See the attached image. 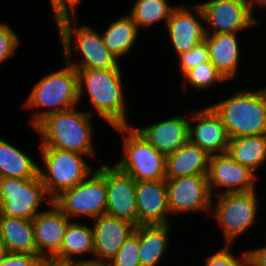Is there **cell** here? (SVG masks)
Returning <instances> with one entry per match:
<instances>
[{
	"mask_svg": "<svg viewBox=\"0 0 266 266\" xmlns=\"http://www.w3.org/2000/svg\"><path fill=\"white\" fill-rule=\"evenodd\" d=\"M78 76V97L82 105L84 96L87 110L92 116L106 121L108 127L130 126L129 101L125 89L124 69H76ZM124 75V76H123ZM126 93V94H125ZM129 117V118H128ZM130 119V120H129Z\"/></svg>",
	"mask_w": 266,
	"mask_h": 266,
	"instance_id": "cell-1",
	"label": "cell"
},
{
	"mask_svg": "<svg viewBox=\"0 0 266 266\" xmlns=\"http://www.w3.org/2000/svg\"><path fill=\"white\" fill-rule=\"evenodd\" d=\"M78 18L65 16L54 22L61 43L62 59L75 69H123V62L104 45L98 28L88 22L79 25Z\"/></svg>",
	"mask_w": 266,
	"mask_h": 266,
	"instance_id": "cell-2",
	"label": "cell"
},
{
	"mask_svg": "<svg viewBox=\"0 0 266 266\" xmlns=\"http://www.w3.org/2000/svg\"><path fill=\"white\" fill-rule=\"evenodd\" d=\"M78 107L51 114L42 120L33 129L38 135L37 142L39 147L76 152L87 155L91 161L97 160L99 151L94 142L93 116Z\"/></svg>",
	"mask_w": 266,
	"mask_h": 266,
	"instance_id": "cell-3",
	"label": "cell"
},
{
	"mask_svg": "<svg viewBox=\"0 0 266 266\" xmlns=\"http://www.w3.org/2000/svg\"><path fill=\"white\" fill-rule=\"evenodd\" d=\"M62 61L60 68L42 75L32 85L22 105L25 110L32 111L28 121L32 129L47 116L80 105L77 70Z\"/></svg>",
	"mask_w": 266,
	"mask_h": 266,
	"instance_id": "cell-4",
	"label": "cell"
},
{
	"mask_svg": "<svg viewBox=\"0 0 266 266\" xmlns=\"http://www.w3.org/2000/svg\"><path fill=\"white\" fill-rule=\"evenodd\" d=\"M235 89L209 106L221 118L231 138L266 134V87Z\"/></svg>",
	"mask_w": 266,
	"mask_h": 266,
	"instance_id": "cell-5",
	"label": "cell"
},
{
	"mask_svg": "<svg viewBox=\"0 0 266 266\" xmlns=\"http://www.w3.org/2000/svg\"><path fill=\"white\" fill-rule=\"evenodd\" d=\"M260 202L262 200H259L257 189L212 197L210 217L217 221L214 223L222 231L223 245H233L240 237L251 234L249 229H252L253 225L254 228L258 224L261 225V222H258L261 219L259 211H262Z\"/></svg>",
	"mask_w": 266,
	"mask_h": 266,
	"instance_id": "cell-6",
	"label": "cell"
},
{
	"mask_svg": "<svg viewBox=\"0 0 266 266\" xmlns=\"http://www.w3.org/2000/svg\"><path fill=\"white\" fill-rule=\"evenodd\" d=\"M39 149V176L52 200L85 180L96 169L89 163L92 161H88L87 155L52 147Z\"/></svg>",
	"mask_w": 266,
	"mask_h": 266,
	"instance_id": "cell-7",
	"label": "cell"
},
{
	"mask_svg": "<svg viewBox=\"0 0 266 266\" xmlns=\"http://www.w3.org/2000/svg\"><path fill=\"white\" fill-rule=\"evenodd\" d=\"M112 129L119 132L122 142V155L112 164L135 181L166 180L165 155L149 144L132 125Z\"/></svg>",
	"mask_w": 266,
	"mask_h": 266,
	"instance_id": "cell-8",
	"label": "cell"
},
{
	"mask_svg": "<svg viewBox=\"0 0 266 266\" xmlns=\"http://www.w3.org/2000/svg\"><path fill=\"white\" fill-rule=\"evenodd\" d=\"M96 168L85 180L52 201L71 221L91 222L106 212V163Z\"/></svg>",
	"mask_w": 266,
	"mask_h": 266,
	"instance_id": "cell-9",
	"label": "cell"
},
{
	"mask_svg": "<svg viewBox=\"0 0 266 266\" xmlns=\"http://www.w3.org/2000/svg\"><path fill=\"white\" fill-rule=\"evenodd\" d=\"M40 176L30 179L0 178V214L28 220L52 203ZM43 206V204H45Z\"/></svg>",
	"mask_w": 266,
	"mask_h": 266,
	"instance_id": "cell-10",
	"label": "cell"
},
{
	"mask_svg": "<svg viewBox=\"0 0 266 266\" xmlns=\"http://www.w3.org/2000/svg\"><path fill=\"white\" fill-rule=\"evenodd\" d=\"M204 15L205 33H242L261 21L243 0L197 1Z\"/></svg>",
	"mask_w": 266,
	"mask_h": 266,
	"instance_id": "cell-11",
	"label": "cell"
},
{
	"mask_svg": "<svg viewBox=\"0 0 266 266\" xmlns=\"http://www.w3.org/2000/svg\"><path fill=\"white\" fill-rule=\"evenodd\" d=\"M165 181L171 217L186 213H199L210 217L213 196L207 175H187Z\"/></svg>",
	"mask_w": 266,
	"mask_h": 266,
	"instance_id": "cell-12",
	"label": "cell"
},
{
	"mask_svg": "<svg viewBox=\"0 0 266 266\" xmlns=\"http://www.w3.org/2000/svg\"><path fill=\"white\" fill-rule=\"evenodd\" d=\"M207 180L211 195L217 196L256 190L260 177L228 153H223L210 156Z\"/></svg>",
	"mask_w": 266,
	"mask_h": 266,
	"instance_id": "cell-13",
	"label": "cell"
},
{
	"mask_svg": "<svg viewBox=\"0 0 266 266\" xmlns=\"http://www.w3.org/2000/svg\"><path fill=\"white\" fill-rule=\"evenodd\" d=\"M164 32H167V44L170 42L169 46L176 57L205 40L204 15L198 3H180L172 11Z\"/></svg>",
	"mask_w": 266,
	"mask_h": 266,
	"instance_id": "cell-14",
	"label": "cell"
},
{
	"mask_svg": "<svg viewBox=\"0 0 266 266\" xmlns=\"http://www.w3.org/2000/svg\"><path fill=\"white\" fill-rule=\"evenodd\" d=\"M195 108L188 111L189 141L210 155L227 153L230 137L221 118L209 105Z\"/></svg>",
	"mask_w": 266,
	"mask_h": 266,
	"instance_id": "cell-15",
	"label": "cell"
},
{
	"mask_svg": "<svg viewBox=\"0 0 266 266\" xmlns=\"http://www.w3.org/2000/svg\"><path fill=\"white\" fill-rule=\"evenodd\" d=\"M106 212L138 226L136 207V181L120 171L114 164L106 163Z\"/></svg>",
	"mask_w": 266,
	"mask_h": 266,
	"instance_id": "cell-16",
	"label": "cell"
},
{
	"mask_svg": "<svg viewBox=\"0 0 266 266\" xmlns=\"http://www.w3.org/2000/svg\"><path fill=\"white\" fill-rule=\"evenodd\" d=\"M159 119L156 123L132 126L161 154L168 156L189 141V113ZM137 125V126H136Z\"/></svg>",
	"mask_w": 266,
	"mask_h": 266,
	"instance_id": "cell-17",
	"label": "cell"
},
{
	"mask_svg": "<svg viewBox=\"0 0 266 266\" xmlns=\"http://www.w3.org/2000/svg\"><path fill=\"white\" fill-rule=\"evenodd\" d=\"M138 225L173 223L168 206L166 181H136Z\"/></svg>",
	"mask_w": 266,
	"mask_h": 266,
	"instance_id": "cell-18",
	"label": "cell"
},
{
	"mask_svg": "<svg viewBox=\"0 0 266 266\" xmlns=\"http://www.w3.org/2000/svg\"><path fill=\"white\" fill-rule=\"evenodd\" d=\"M94 238V260L108 263L134 232L131 222L103 214L91 221Z\"/></svg>",
	"mask_w": 266,
	"mask_h": 266,
	"instance_id": "cell-19",
	"label": "cell"
},
{
	"mask_svg": "<svg viewBox=\"0 0 266 266\" xmlns=\"http://www.w3.org/2000/svg\"><path fill=\"white\" fill-rule=\"evenodd\" d=\"M238 35L241 33H218L205 36L209 61L229 84L232 81L231 86L235 80L238 81L239 73H242L239 71L242 69L240 68L243 64L241 53L242 50L244 51V46H240L241 37Z\"/></svg>",
	"mask_w": 266,
	"mask_h": 266,
	"instance_id": "cell-20",
	"label": "cell"
},
{
	"mask_svg": "<svg viewBox=\"0 0 266 266\" xmlns=\"http://www.w3.org/2000/svg\"><path fill=\"white\" fill-rule=\"evenodd\" d=\"M32 222L37 255L43 259L52 258L60 250L71 220L52 202Z\"/></svg>",
	"mask_w": 266,
	"mask_h": 266,
	"instance_id": "cell-21",
	"label": "cell"
},
{
	"mask_svg": "<svg viewBox=\"0 0 266 266\" xmlns=\"http://www.w3.org/2000/svg\"><path fill=\"white\" fill-rule=\"evenodd\" d=\"M172 224L138 225L141 266H160L171 246ZM171 241V242H170ZM168 251V252H167Z\"/></svg>",
	"mask_w": 266,
	"mask_h": 266,
	"instance_id": "cell-22",
	"label": "cell"
},
{
	"mask_svg": "<svg viewBox=\"0 0 266 266\" xmlns=\"http://www.w3.org/2000/svg\"><path fill=\"white\" fill-rule=\"evenodd\" d=\"M107 25L102 31L101 29L99 30L103 43L120 61L124 56L127 57L129 52L132 53L131 50L145 39L141 37L142 31L138 29L132 17L126 12L115 20L110 21Z\"/></svg>",
	"mask_w": 266,
	"mask_h": 266,
	"instance_id": "cell-23",
	"label": "cell"
},
{
	"mask_svg": "<svg viewBox=\"0 0 266 266\" xmlns=\"http://www.w3.org/2000/svg\"><path fill=\"white\" fill-rule=\"evenodd\" d=\"M210 154L190 141L166 156V179L187 175H207Z\"/></svg>",
	"mask_w": 266,
	"mask_h": 266,
	"instance_id": "cell-24",
	"label": "cell"
},
{
	"mask_svg": "<svg viewBox=\"0 0 266 266\" xmlns=\"http://www.w3.org/2000/svg\"><path fill=\"white\" fill-rule=\"evenodd\" d=\"M52 258L58 261L94 259L91 222L71 221L66 228L60 250Z\"/></svg>",
	"mask_w": 266,
	"mask_h": 266,
	"instance_id": "cell-25",
	"label": "cell"
},
{
	"mask_svg": "<svg viewBox=\"0 0 266 266\" xmlns=\"http://www.w3.org/2000/svg\"><path fill=\"white\" fill-rule=\"evenodd\" d=\"M0 136V178L30 179L39 176V160ZM35 157V158H34Z\"/></svg>",
	"mask_w": 266,
	"mask_h": 266,
	"instance_id": "cell-26",
	"label": "cell"
},
{
	"mask_svg": "<svg viewBox=\"0 0 266 266\" xmlns=\"http://www.w3.org/2000/svg\"><path fill=\"white\" fill-rule=\"evenodd\" d=\"M0 236L8 252L37 255L32 220L0 214Z\"/></svg>",
	"mask_w": 266,
	"mask_h": 266,
	"instance_id": "cell-27",
	"label": "cell"
},
{
	"mask_svg": "<svg viewBox=\"0 0 266 266\" xmlns=\"http://www.w3.org/2000/svg\"><path fill=\"white\" fill-rule=\"evenodd\" d=\"M227 153L261 177L259 170L266 167V134L231 138Z\"/></svg>",
	"mask_w": 266,
	"mask_h": 266,
	"instance_id": "cell-28",
	"label": "cell"
},
{
	"mask_svg": "<svg viewBox=\"0 0 266 266\" xmlns=\"http://www.w3.org/2000/svg\"><path fill=\"white\" fill-rule=\"evenodd\" d=\"M132 3L127 12L140 31L142 28L160 26V23L166 26L172 11L178 6L170 4L168 0H136Z\"/></svg>",
	"mask_w": 266,
	"mask_h": 266,
	"instance_id": "cell-29",
	"label": "cell"
},
{
	"mask_svg": "<svg viewBox=\"0 0 266 266\" xmlns=\"http://www.w3.org/2000/svg\"><path fill=\"white\" fill-rule=\"evenodd\" d=\"M181 81L182 86L179 85L181 92L184 91L186 94L189 92L187 90L189 87L193 88L192 90H195L196 93L199 91L205 93V91L208 92V90L216 89V86H224V83H227L210 61L202 62L193 69L187 71L181 77Z\"/></svg>",
	"mask_w": 266,
	"mask_h": 266,
	"instance_id": "cell-30",
	"label": "cell"
},
{
	"mask_svg": "<svg viewBox=\"0 0 266 266\" xmlns=\"http://www.w3.org/2000/svg\"><path fill=\"white\" fill-rule=\"evenodd\" d=\"M233 248L234 245H222L220 249H215L213 253H208L203 256V266H247L248 256L246 248L244 250H238L236 252ZM217 250V251H216ZM237 254V255H236Z\"/></svg>",
	"mask_w": 266,
	"mask_h": 266,
	"instance_id": "cell-31",
	"label": "cell"
},
{
	"mask_svg": "<svg viewBox=\"0 0 266 266\" xmlns=\"http://www.w3.org/2000/svg\"><path fill=\"white\" fill-rule=\"evenodd\" d=\"M138 241V226L126 239L117 254L107 263L108 266H141Z\"/></svg>",
	"mask_w": 266,
	"mask_h": 266,
	"instance_id": "cell-32",
	"label": "cell"
},
{
	"mask_svg": "<svg viewBox=\"0 0 266 266\" xmlns=\"http://www.w3.org/2000/svg\"><path fill=\"white\" fill-rule=\"evenodd\" d=\"M20 36L10 23L0 20V65L7 63L12 57L14 59L16 53L18 55L22 45Z\"/></svg>",
	"mask_w": 266,
	"mask_h": 266,
	"instance_id": "cell-33",
	"label": "cell"
},
{
	"mask_svg": "<svg viewBox=\"0 0 266 266\" xmlns=\"http://www.w3.org/2000/svg\"><path fill=\"white\" fill-rule=\"evenodd\" d=\"M177 62L175 65L179 71V77H182L187 71L193 69L198 64L209 61L208 46L206 40L198 43L194 48L182 53L174 58Z\"/></svg>",
	"mask_w": 266,
	"mask_h": 266,
	"instance_id": "cell-34",
	"label": "cell"
},
{
	"mask_svg": "<svg viewBox=\"0 0 266 266\" xmlns=\"http://www.w3.org/2000/svg\"><path fill=\"white\" fill-rule=\"evenodd\" d=\"M85 0H48V6H51V19L54 22L65 16H79V6Z\"/></svg>",
	"mask_w": 266,
	"mask_h": 266,
	"instance_id": "cell-35",
	"label": "cell"
},
{
	"mask_svg": "<svg viewBox=\"0 0 266 266\" xmlns=\"http://www.w3.org/2000/svg\"><path fill=\"white\" fill-rule=\"evenodd\" d=\"M40 255L8 252L1 260L0 266H42Z\"/></svg>",
	"mask_w": 266,
	"mask_h": 266,
	"instance_id": "cell-36",
	"label": "cell"
},
{
	"mask_svg": "<svg viewBox=\"0 0 266 266\" xmlns=\"http://www.w3.org/2000/svg\"><path fill=\"white\" fill-rule=\"evenodd\" d=\"M255 244V247H251V249L248 246L247 247V256H248V265L247 266H266V242L265 244L258 247Z\"/></svg>",
	"mask_w": 266,
	"mask_h": 266,
	"instance_id": "cell-37",
	"label": "cell"
},
{
	"mask_svg": "<svg viewBox=\"0 0 266 266\" xmlns=\"http://www.w3.org/2000/svg\"><path fill=\"white\" fill-rule=\"evenodd\" d=\"M251 9L252 13L257 17L258 19L261 20L259 18V14L256 15L257 9L260 11V9H262V11L264 12V10H266V0H243ZM261 7V8H260Z\"/></svg>",
	"mask_w": 266,
	"mask_h": 266,
	"instance_id": "cell-38",
	"label": "cell"
},
{
	"mask_svg": "<svg viewBox=\"0 0 266 266\" xmlns=\"http://www.w3.org/2000/svg\"><path fill=\"white\" fill-rule=\"evenodd\" d=\"M71 266H108L106 262L98 260H71Z\"/></svg>",
	"mask_w": 266,
	"mask_h": 266,
	"instance_id": "cell-39",
	"label": "cell"
},
{
	"mask_svg": "<svg viewBox=\"0 0 266 266\" xmlns=\"http://www.w3.org/2000/svg\"><path fill=\"white\" fill-rule=\"evenodd\" d=\"M42 266H71V261H58L53 258H44Z\"/></svg>",
	"mask_w": 266,
	"mask_h": 266,
	"instance_id": "cell-40",
	"label": "cell"
},
{
	"mask_svg": "<svg viewBox=\"0 0 266 266\" xmlns=\"http://www.w3.org/2000/svg\"><path fill=\"white\" fill-rule=\"evenodd\" d=\"M8 253L6 245L2 237L0 236V260Z\"/></svg>",
	"mask_w": 266,
	"mask_h": 266,
	"instance_id": "cell-41",
	"label": "cell"
}]
</instances>
